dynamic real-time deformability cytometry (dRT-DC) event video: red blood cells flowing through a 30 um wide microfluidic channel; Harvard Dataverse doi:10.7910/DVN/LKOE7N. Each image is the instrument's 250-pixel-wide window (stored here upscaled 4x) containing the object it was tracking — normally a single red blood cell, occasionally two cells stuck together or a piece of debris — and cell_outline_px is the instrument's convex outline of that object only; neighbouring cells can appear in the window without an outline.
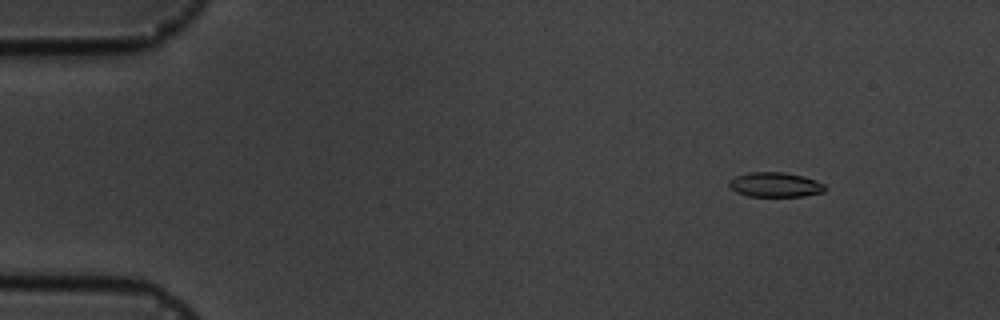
{"species": "common noctule bat (a hibernating species)", "species_latin": "Nyctalus noctula", "temperature_condition": "cold", "stored_images_in_passage": 5, "camera_frame_rate_fps": 3000, "um_per_image_px": 0.085, "animal": {"sex": "male", "body_mass_g": 19.5, "forearm_length_mm": 54.6}, "frame": {"image": 1, "passage_image": 2, "time_ms": 1.333, "image_size_px": [1000, 320], "cell_outline_px": [[828, 188], [824, 192], [804, 196], [748, 196], [736, 192], [728, 184], [728, 180], [736, 176], [748, 172], [784, 172], [804, 176], [816, 180], [824, 184]], "centroid_in_image_um": [65.91, 15.69], "position_along_channel_um": 19.1, "area_um2": 13.93}}
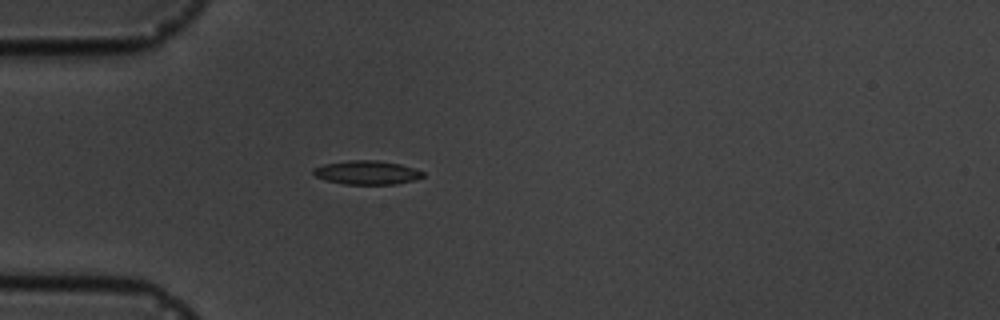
{"frame": {"image": 2, "passage_image": 5, "time_ms": 4.667, "image_size_px": [1000, 320], "cell_outline_px": [[424, 176], [416, 180], [396, 184], [344, 184], [324, 180], [316, 176], [312, 172], [312, 168], [324, 164], [348, 160], [376, 160], [400, 164], [424, 172]], "centroid_in_image_um": [31.17, 14.67], "position_along_channel_um": 53.8, "area_um2": 15.26}}